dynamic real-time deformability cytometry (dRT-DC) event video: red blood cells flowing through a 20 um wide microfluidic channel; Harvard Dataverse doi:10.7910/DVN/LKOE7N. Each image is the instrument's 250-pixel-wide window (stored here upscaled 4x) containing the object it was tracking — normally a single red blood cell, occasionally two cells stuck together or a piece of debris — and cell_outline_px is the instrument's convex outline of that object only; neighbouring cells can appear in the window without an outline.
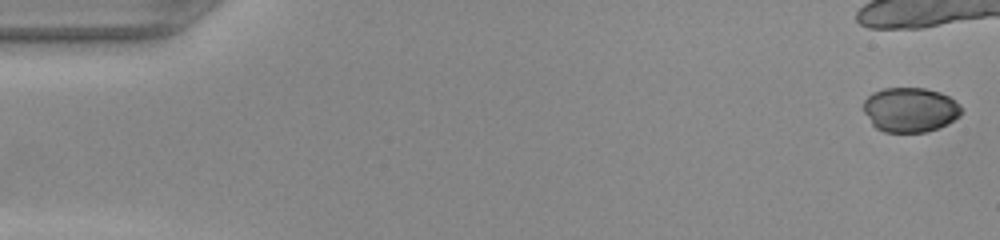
{"species": "common noctule bat (a hibernating species)", "species_latin": "Nyctalus noctula", "temperature_condition": "warm", "stored_images_in_passage": 13, "camera_frame_rate_fps": 3000, "um_per_image_px": 0.085, "animal": {"sex": "female", "body_mass_g": 22.0, "forearm_length_mm": 56.7}, "frame": {"image": 1, "passage_image": 1, "time_ms": 0.0, "image_size_px": [1000, 240], "cell_outline_px": [[960, 116], [936, 128], [924, 132], [884, 132], [876, 128], [872, 124], [864, 112], [864, 100], [872, 92], [884, 88], [924, 88], [940, 92], [948, 96], [960, 104]], "centroid_in_image_um": [77.33, 9.32], "position_along_channel_um": 7.7, "area_um2": 25.26}}